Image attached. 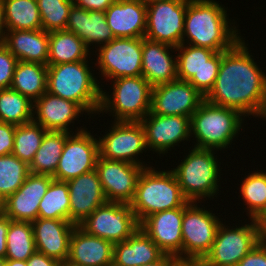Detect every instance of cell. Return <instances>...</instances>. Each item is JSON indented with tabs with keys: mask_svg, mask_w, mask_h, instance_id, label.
Here are the masks:
<instances>
[{
	"mask_svg": "<svg viewBox=\"0 0 266 266\" xmlns=\"http://www.w3.org/2000/svg\"><path fill=\"white\" fill-rule=\"evenodd\" d=\"M243 39L231 49L221 51L219 72L205 99L237 110L245 117H259L266 99V74L254 61Z\"/></svg>",
	"mask_w": 266,
	"mask_h": 266,
	"instance_id": "obj_1",
	"label": "cell"
},
{
	"mask_svg": "<svg viewBox=\"0 0 266 266\" xmlns=\"http://www.w3.org/2000/svg\"><path fill=\"white\" fill-rule=\"evenodd\" d=\"M222 6L215 0H187L182 43L216 52L231 49L242 36Z\"/></svg>",
	"mask_w": 266,
	"mask_h": 266,
	"instance_id": "obj_2",
	"label": "cell"
},
{
	"mask_svg": "<svg viewBox=\"0 0 266 266\" xmlns=\"http://www.w3.org/2000/svg\"><path fill=\"white\" fill-rule=\"evenodd\" d=\"M88 60L47 65V91L79 104L87 113L98 114L102 88ZM98 82V83H97Z\"/></svg>",
	"mask_w": 266,
	"mask_h": 266,
	"instance_id": "obj_3",
	"label": "cell"
},
{
	"mask_svg": "<svg viewBox=\"0 0 266 266\" xmlns=\"http://www.w3.org/2000/svg\"><path fill=\"white\" fill-rule=\"evenodd\" d=\"M246 117L237 110L202 101L191 115L190 129L193 147L224 150L238 137Z\"/></svg>",
	"mask_w": 266,
	"mask_h": 266,
	"instance_id": "obj_4",
	"label": "cell"
},
{
	"mask_svg": "<svg viewBox=\"0 0 266 266\" xmlns=\"http://www.w3.org/2000/svg\"><path fill=\"white\" fill-rule=\"evenodd\" d=\"M144 168L131 206L139 223L151 214L184 206L188 200L171 170Z\"/></svg>",
	"mask_w": 266,
	"mask_h": 266,
	"instance_id": "obj_5",
	"label": "cell"
},
{
	"mask_svg": "<svg viewBox=\"0 0 266 266\" xmlns=\"http://www.w3.org/2000/svg\"><path fill=\"white\" fill-rule=\"evenodd\" d=\"M214 151L192 147L184 160L176 168H171L189 202L200 203L206 197L211 200L219 193L221 166L215 155L217 151Z\"/></svg>",
	"mask_w": 266,
	"mask_h": 266,
	"instance_id": "obj_6",
	"label": "cell"
},
{
	"mask_svg": "<svg viewBox=\"0 0 266 266\" xmlns=\"http://www.w3.org/2000/svg\"><path fill=\"white\" fill-rule=\"evenodd\" d=\"M112 96L102 89L98 113H111L114 121L140 122L151 111L152 86L141 75L111 81Z\"/></svg>",
	"mask_w": 266,
	"mask_h": 266,
	"instance_id": "obj_7",
	"label": "cell"
},
{
	"mask_svg": "<svg viewBox=\"0 0 266 266\" xmlns=\"http://www.w3.org/2000/svg\"><path fill=\"white\" fill-rule=\"evenodd\" d=\"M250 221L248 224H241V227L235 225L236 227L231 228L222 222L211 250L201 261V265L236 266L261 241L260 229L255 219Z\"/></svg>",
	"mask_w": 266,
	"mask_h": 266,
	"instance_id": "obj_8",
	"label": "cell"
},
{
	"mask_svg": "<svg viewBox=\"0 0 266 266\" xmlns=\"http://www.w3.org/2000/svg\"><path fill=\"white\" fill-rule=\"evenodd\" d=\"M78 226L90 235L116 244L132 236L140 228V223L131 203L106 202Z\"/></svg>",
	"mask_w": 266,
	"mask_h": 266,
	"instance_id": "obj_9",
	"label": "cell"
},
{
	"mask_svg": "<svg viewBox=\"0 0 266 266\" xmlns=\"http://www.w3.org/2000/svg\"><path fill=\"white\" fill-rule=\"evenodd\" d=\"M192 202L182 220V259L202 261L211 250L221 219ZM199 206V207H198Z\"/></svg>",
	"mask_w": 266,
	"mask_h": 266,
	"instance_id": "obj_10",
	"label": "cell"
},
{
	"mask_svg": "<svg viewBox=\"0 0 266 266\" xmlns=\"http://www.w3.org/2000/svg\"><path fill=\"white\" fill-rule=\"evenodd\" d=\"M177 77L191 83L204 97L213 89L221 63V52L182 43L176 47Z\"/></svg>",
	"mask_w": 266,
	"mask_h": 266,
	"instance_id": "obj_11",
	"label": "cell"
},
{
	"mask_svg": "<svg viewBox=\"0 0 266 266\" xmlns=\"http://www.w3.org/2000/svg\"><path fill=\"white\" fill-rule=\"evenodd\" d=\"M97 51L95 66L102 77L114 80L142 75V38H114Z\"/></svg>",
	"mask_w": 266,
	"mask_h": 266,
	"instance_id": "obj_12",
	"label": "cell"
},
{
	"mask_svg": "<svg viewBox=\"0 0 266 266\" xmlns=\"http://www.w3.org/2000/svg\"><path fill=\"white\" fill-rule=\"evenodd\" d=\"M109 128V132L98 139L100 157L151 167L137 158L148 150L145 131L140 122L114 121Z\"/></svg>",
	"mask_w": 266,
	"mask_h": 266,
	"instance_id": "obj_13",
	"label": "cell"
},
{
	"mask_svg": "<svg viewBox=\"0 0 266 266\" xmlns=\"http://www.w3.org/2000/svg\"><path fill=\"white\" fill-rule=\"evenodd\" d=\"M98 156V138L87 128L77 127L75 133L66 138L56 172L52 177L67 182L95 170Z\"/></svg>",
	"mask_w": 266,
	"mask_h": 266,
	"instance_id": "obj_14",
	"label": "cell"
},
{
	"mask_svg": "<svg viewBox=\"0 0 266 266\" xmlns=\"http://www.w3.org/2000/svg\"><path fill=\"white\" fill-rule=\"evenodd\" d=\"M146 7L144 38L173 47L180 46L184 32L187 0L156 1L146 5Z\"/></svg>",
	"mask_w": 266,
	"mask_h": 266,
	"instance_id": "obj_15",
	"label": "cell"
},
{
	"mask_svg": "<svg viewBox=\"0 0 266 266\" xmlns=\"http://www.w3.org/2000/svg\"><path fill=\"white\" fill-rule=\"evenodd\" d=\"M145 167L98 156L96 168L107 202L131 203Z\"/></svg>",
	"mask_w": 266,
	"mask_h": 266,
	"instance_id": "obj_16",
	"label": "cell"
},
{
	"mask_svg": "<svg viewBox=\"0 0 266 266\" xmlns=\"http://www.w3.org/2000/svg\"><path fill=\"white\" fill-rule=\"evenodd\" d=\"M205 97L188 81H174L152 87L151 112L162 116L190 117Z\"/></svg>",
	"mask_w": 266,
	"mask_h": 266,
	"instance_id": "obj_17",
	"label": "cell"
},
{
	"mask_svg": "<svg viewBox=\"0 0 266 266\" xmlns=\"http://www.w3.org/2000/svg\"><path fill=\"white\" fill-rule=\"evenodd\" d=\"M149 151L164 154L191 137L190 117L162 116L151 111L140 121Z\"/></svg>",
	"mask_w": 266,
	"mask_h": 266,
	"instance_id": "obj_18",
	"label": "cell"
},
{
	"mask_svg": "<svg viewBox=\"0 0 266 266\" xmlns=\"http://www.w3.org/2000/svg\"><path fill=\"white\" fill-rule=\"evenodd\" d=\"M191 203L188 201L182 207L151 214L140 223V228L165 254L177 259H182L181 230L184 210Z\"/></svg>",
	"mask_w": 266,
	"mask_h": 266,
	"instance_id": "obj_19",
	"label": "cell"
},
{
	"mask_svg": "<svg viewBox=\"0 0 266 266\" xmlns=\"http://www.w3.org/2000/svg\"><path fill=\"white\" fill-rule=\"evenodd\" d=\"M53 179L51 175L30 172L22 186L4 200V215L13 221L37 220L41 199Z\"/></svg>",
	"mask_w": 266,
	"mask_h": 266,
	"instance_id": "obj_20",
	"label": "cell"
},
{
	"mask_svg": "<svg viewBox=\"0 0 266 266\" xmlns=\"http://www.w3.org/2000/svg\"><path fill=\"white\" fill-rule=\"evenodd\" d=\"M70 208L69 221L78 226L99 206L107 202L96 170L67 181Z\"/></svg>",
	"mask_w": 266,
	"mask_h": 266,
	"instance_id": "obj_21",
	"label": "cell"
},
{
	"mask_svg": "<svg viewBox=\"0 0 266 266\" xmlns=\"http://www.w3.org/2000/svg\"><path fill=\"white\" fill-rule=\"evenodd\" d=\"M84 112L86 111L79 104L45 92L34 102L33 121L47 131L73 133L69 125L75 124L74 120L81 114L83 116Z\"/></svg>",
	"mask_w": 266,
	"mask_h": 266,
	"instance_id": "obj_22",
	"label": "cell"
},
{
	"mask_svg": "<svg viewBox=\"0 0 266 266\" xmlns=\"http://www.w3.org/2000/svg\"><path fill=\"white\" fill-rule=\"evenodd\" d=\"M37 252L65 261L69 255V241L75 224L66 220L38 218L31 222Z\"/></svg>",
	"mask_w": 266,
	"mask_h": 266,
	"instance_id": "obj_23",
	"label": "cell"
},
{
	"mask_svg": "<svg viewBox=\"0 0 266 266\" xmlns=\"http://www.w3.org/2000/svg\"><path fill=\"white\" fill-rule=\"evenodd\" d=\"M170 51L176 47L142 38V76L152 87L178 79L177 56Z\"/></svg>",
	"mask_w": 266,
	"mask_h": 266,
	"instance_id": "obj_24",
	"label": "cell"
},
{
	"mask_svg": "<svg viewBox=\"0 0 266 266\" xmlns=\"http://www.w3.org/2000/svg\"><path fill=\"white\" fill-rule=\"evenodd\" d=\"M115 38H144L147 7L136 0H116L105 11Z\"/></svg>",
	"mask_w": 266,
	"mask_h": 266,
	"instance_id": "obj_25",
	"label": "cell"
},
{
	"mask_svg": "<svg viewBox=\"0 0 266 266\" xmlns=\"http://www.w3.org/2000/svg\"><path fill=\"white\" fill-rule=\"evenodd\" d=\"M114 244L75 226L69 241L67 260L82 266H112Z\"/></svg>",
	"mask_w": 266,
	"mask_h": 266,
	"instance_id": "obj_26",
	"label": "cell"
},
{
	"mask_svg": "<svg viewBox=\"0 0 266 266\" xmlns=\"http://www.w3.org/2000/svg\"><path fill=\"white\" fill-rule=\"evenodd\" d=\"M65 30L77 35L89 50L90 46L97 44L96 49L115 38L104 11H88L75 4L70 9Z\"/></svg>",
	"mask_w": 266,
	"mask_h": 266,
	"instance_id": "obj_27",
	"label": "cell"
},
{
	"mask_svg": "<svg viewBox=\"0 0 266 266\" xmlns=\"http://www.w3.org/2000/svg\"><path fill=\"white\" fill-rule=\"evenodd\" d=\"M18 61L47 65L49 32L38 30H7L4 43Z\"/></svg>",
	"mask_w": 266,
	"mask_h": 266,
	"instance_id": "obj_28",
	"label": "cell"
},
{
	"mask_svg": "<svg viewBox=\"0 0 266 266\" xmlns=\"http://www.w3.org/2000/svg\"><path fill=\"white\" fill-rule=\"evenodd\" d=\"M165 253L139 228L125 241L114 244L112 266H141L161 259Z\"/></svg>",
	"mask_w": 266,
	"mask_h": 266,
	"instance_id": "obj_29",
	"label": "cell"
},
{
	"mask_svg": "<svg viewBox=\"0 0 266 266\" xmlns=\"http://www.w3.org/2000/svg\"><path fill=\"white\" fill-rule=\"evenodd\" d=\"M90 53V54H89ZM91 52L74 33L66 30L49 32V54L47 65L73 63L88 60Z\"/></svg>",
	"mask_w": 266,
	"mask_h": 266,
	"instance_id": "obj_30",
	"label": "cell"
},
{
	"mask_svg": "<svg viewBox=\"0 0 266 266\" xmlns=\"http://www.w3.org/2000/svg\"><path fill=\"white\" fill-rule=\"evenodd\" d=\"M10 88L35 102L47 91V65L18 61Z\"/></svg>",
	"mask_w": 266,
	"mask_h": 266,
	"instance_id": "obj_31",
	"label": "cell"
},
{
	"mask_svg": "<svg viewBox=\"0 0 266 266\" xmlns=\"http://www.w3.org/2000/svg\"><path fill=\"white\" fill-rule=\"evenodd\" d=\"M70 134L65 131H47L32 162L29 164V171L35 174L53 176L56 172L66 138Z\"/></svg>",
	"mask_w": 266,
	"mask_h": 266,
	"instance_id": "obj_32",
	"label": "cell"
},
{
	"mask_svg": "<svg viewBox=\"0 0 266 266\" xmlns=\"http://www.w3.org/2000/svg\"><path fill=\"white\" fill-rule=\"evenodd\" d=\"M7 30L42 29L36 0H3Z\"/></svg>",
	"mask_w": 266,
	"mask_h": 266,
	"instance_id": "obj_33",
	"label": "cell"
},
{
	"mask_svg": "<svg viewBox=\"0 0 266 266\" xmlns=\"http://www.w3.org/2000/svg\"><path fill=\"white\" fill-rule=\"evenodd\" d=\"M32 102L11 88L0 89V122L16 126L33 121Z\"/></svg>",
	"mask_w": 266,
	"mask_h": 266,
	"instance_id": "obj_34",
	"label": "cell"
},
{
	"mask_svg": "<svg viewBox=\"0 0 266 266\" xmlns=\"http://www.w3.org/2000/svg\"><path fill=\"white\" fill-rule=\"evenodd\" d=\"M6 258L13 260L27 261L36 250L33 226L29 221H13L6 237Z\"/></svg>",
	"mask_w": 266,
	"mask_h": 266,
	"instance_id": "obj_35",
	"label": "cell"
},
{
	"mask_svg": "<svg viewBox=\"0 0 266 266\" xmlns=\"http://www.w3.org/2000/svg\"><path fill=\"white\" fill-rule=\"evenodd\" d=\"M70 196L65 181L53 179L42 197L38 218L69 221Z\"/></svg>",
	"mask_w": 266,
	"mask_h": 266,
	"instance_id": "obj_36",
	"label": "cell"
},
{
	"mask_svg": "<svg viewBox=\"0 0 266 266\" xmlns=\"http://www.w3.org/2000/svg\"><path fill=\"white\" fill-rule=\"evenodd\" d=\"M240 193L247 205V215L256 219L266 208V172L259 170L248 173L240 185Z\"/></svg>",
	"mask_w": 266,
	"mask_h": 266,
	"instance_id": "obj_37",
	"label": "cell"
},
{
	"mask_svg": "<svg viewBox=\"0 0 266 266\" xmlns=\"http://www.w3.org/2000/svg\"><path fill=\"white\" fill-rule=\"evenodd\" d=\"M29 165L13 154L0 156V198L15 193L29 175Z\"/></svg>",
	"mask_w": 266,
	"mask_h": 266,
	"instance_id": "obj_38",
	"label": "cell"
},
{
	"mask_svg": "<svg viewBox=\"0 0 266 266\" xmlns=\"http://www.w3.org/2000/svg\"><path fill=\"white\" fill-rule=\"evenodd\" d=\"M46 132V129L34 121L16 126L12 154L29 165Z\"/></svg>",
	"mask_w": 266,
	"mask_h": 266,
	"instance_id": "obj_39",
	"label": "cell"
},
{
	"mask_svg": "<svg viewBox=\"0 0 266 266\" xmlns=\"http://www.w3.org/2000/svg\"><path fill=\"white\" fill-rule=\"evenodd\" d=\"M41 16L42 29L50 32L65 30L72 0H36Z\"/></svg>",
	"mask_w": 266,
	"mask_h": 266,
	"instance_id": "obj_40",
	"label": "cell"
},
{
	"mask_svg": "<svg viewBox=\"0 0 266 266\" xmlns=\"http://www.w3.org/2000/svg\"><path fill=\"white\" fill-rule=\"evenodd\" d=\"M18 59L4 44H0V89L11 87Z\"/></svg>",
	"mask_w": 266,
	"mask_h": 266,
	"instance_id": "obj_41",
	"label": "cell"
},
{
	"mask_svg": "<svg viewBox=\"0 0 266 266\" xmlns=\"http://www.w3.org/2000/svg\"><path fill=\"white\" fill-rule=\"evenodd\" d=\"M16 125L0 122V156L12 154Z\"/></svg>",
	"mask_w": 266,
	"mask_h": 266,
	"instance_id": "obj_42",
	"label": "cell"
},
{
	"mask_svg": "<svg viewBox=\"0 0 266 266\" xmlns=\"http://www.w3.org/2000/svg\"><path fill=\"white\" fill-rule=\"evenodd\" d=\"M236 266H266V245L260 241Z\"/></svg>",
	"mask_w": 266,
	"mask_h": 266,
	"instance_id": "obj_43",
	"label": "cell"
},
{
	"mask_svg": "<svg viewBox=\"0 0 266 266\" xmlns=\"http://www.w3.org/2000/svg\"><path fill=\"white\" fill-rule=\"evenodd\" d=\"M116 0H75L74 4L88 11H106Z\"/></svg>",
	"mask_w": 266,
	"mask_h": 266,
	"instance_id": "obj_44",
	"label": "cell"
},
{
	"mask_svg": "<svg viewBox=\"0 0 266 266\" xmlns=\"http://www.w3.org/2000/svg\"><path fill=\"white\" fill-rule=\"evenodd\" d=\"M59 261L40 252H35L27 259L28 266H59Z\"/></svg>",
	"mask_w": 266,
	"mask_h": 266,
	"instance_id": "obj_45",
	"label": "cell"
},
{
	"mask_svg": "<svg viewBox=\"0 0 266 266\" xmlns=\"http://www.w3.org/2000/svg\"><path fill=\"white\" fill-rule=\"evenodd\" d=\"M9 225H10V219L5 215L2 216L0 218V259L6 258V253H7L6 237Z\"/></svg>",
	"mask_w": 266,
	"mask_h": 266,
	"instance_id": "obj_46",
	"label": "cell"
},
{
	"mask_svg": "<svg viewBox=\"0 0 266 266\" xmlns=\"http://www.w3.org/2000/svg\"><path fill=\"white\" fill-rule=\"evenodd\" d=\"M7 27L5 23L4 3L0 0V44L4 43Z\"/></svg>",
	"mask_w": 266,
	"mask_h": 266,
	"instance_id": "obj_47",
	"label": "cell"
},
{
	"mask_svg": "<svg viewBox=\"0 0 266 266\" xmlns=\"http://www.w3.org/2000/svg\"><path fill=\"white\" fill-rule=\"evenodd\" d=\"M177 258L172 255L165 254L161 259L151 264H144L141 266H170Z\"/></svg>",
	"mask_w": 266,
	"mask_h": 266,
	"instance_id": "obj_48",
	"label": "cell"
},
{
	"mask_svg": "<svg viewBox=\"0 0 266 266\" xmlns=\"http://www.w3.org/2000/svg\"><path fill=\"white\" fill-rule=\"evenodd\" d=\"M170 266H202L200 261L176 259Z\"/></svg>",
	"mask_w": 266,
	"mask_h": 266,
	"instance_id": "obj_49",
	"label": "cell"
},
{
	"mask_svg": "<svg viewBox=\"0 0 266 266\" xmlns=\"http://www.w3.org/2000/svg\"><path fill=\"white\" fill-rule=\"evenodd\" d=\"M260 229L261 242L266 245V222H256Z\"/></svg>",
	"mask_w": 266,
	"mask_h": 266,
	"instance_id": "obj_50",
	"label": "cell"
},
{
	"mask_svg": "<svg viewBox=\"0 0 266 266\" xmlns=\"http://www.w3.org/2000/svg\"><path fill=\"white\" fill-rule=\"evenodd\" d=\"M5 266H28L27 261L5 259Z\"/></svg>",
	"mask_w": 266,
	"mask_h": 266,
	"instance_id": "obj_51",
	"label": "cell"
},
{
	"mask_svg": "<svg viewBox=\"0 0 266 266\" xmlns=\"http://www.w3.org/2000/svg\"><path fill=\"white\" fill-rule=\"evenodd\" d=\"M256 222H266V208L263 212L255 219Z\"/></svg>",
	"mask_w": 266,
	"mask_h": 266,
	"instance_id": "obj_52",
	"label": "cell"
},
{
	"mask_svg": "<svg viewBox=\"0 0 266 266\" xmlns=\"http://www.w3.org/2000/svg\"><path fill=\"white\" fill-rule=\"evenodd\" d=\"M59 266H82V265L75 264L69 260H65V261L60 262Z\"/></svg>",
	"mask_w": 266,
	"mask_h": 266,
	"instance_id": "obj_53",
	"label": "cell"
},
{
	"mask_svg": "<svg viewBox=\"0 0 266 266\" xmlns=\"http://www.w3.org/2000/svg\"><path fill=\"white\" fill-rule=\"evenodd\" d=\"M4 216V200L0 198V218Z\"/></svg>",
	"mask_w": 266,
	"mask_h": 266,
	"instance_id": "obj_54",
	"label": "cell"
},
{
	"mask_svg": "<svg viewBox=\"0 0 266 266\" xmlns=\"http://www.w3.org/2000/svg\"><path fill=\"white\" fill-rule=\"evenodd\" d=\"M258 118H262V119L264 118L266 120V99H265L263 110Z\"/></svg>",
	"mask_w": 266,
	"mask_h": 266,
	"instance_id": "obj_55",
	"label": "cell"
},
{
	"mask_svg": "<svg viewBox=\"0 0 266 266\" xmlns=\"http://www.w3.org/2000/svg\"><path fill=\"white\" fill-rule=\"evenodd\" d=\"M136 1H138V2H140L142 4H145V5H148V4L152 3V2L162 1V0H136Z\"/></svg>",
	"mask_w": 266,
	"mask_h": 266,
	"instance_id": "obj_56",
	"label": "cell"
},
{
	"mask_svg": "<svg viewBox=\"0 0 266 266\" xmlns=\"http://www.w3.org/2000/svg\"><path fill=\"white\" fill-rule=\"evenodd\" d=\"M0 266H5V259H0Z\"/></svg>",
	"mask_w": 266,
	"mask_h": 266,
	"instance_id": "obj_57",
	"label": "cell"
}]
</instances>
